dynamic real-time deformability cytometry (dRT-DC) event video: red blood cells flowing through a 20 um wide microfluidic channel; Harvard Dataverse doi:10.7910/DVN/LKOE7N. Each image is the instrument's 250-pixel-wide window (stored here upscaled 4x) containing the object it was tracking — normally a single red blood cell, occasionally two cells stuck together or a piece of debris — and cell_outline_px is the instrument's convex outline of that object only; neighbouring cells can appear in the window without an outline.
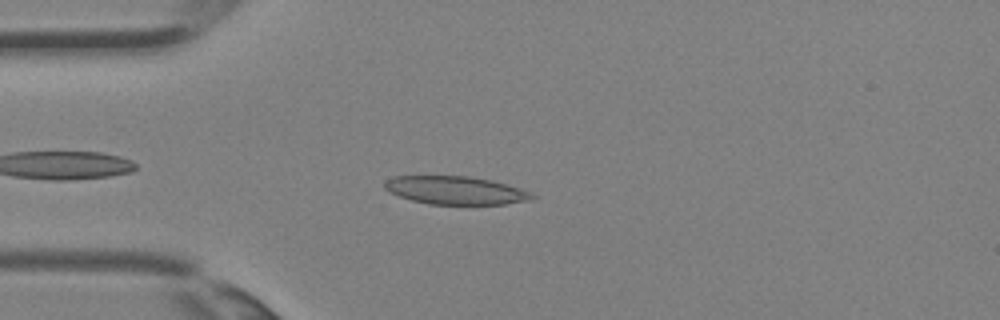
{"species": "Egyptian fruit bat (a non-hibernating species)", "species_latin": "Rousettus aegyptiacus", "temperature_condition": "room temperature", "stored_images_in_passage": 4, "camera_frame_rate_fps": 3000, "um_per_image_px": 0.085, "animal": {"sex": "female"}, "frame": {"image": 1, "passage_image": 4, "time_ms": 1.0, "image_size_px": [1000, 320], "cell_outline_px": [[536, 196], [532, 200], [504, 204], [428, 204], [412, 200], [388, 192], [384, 188], [384, 180], [392, 176], [468, 176], [492, 180], [520, 188], [532, 192]], "centroid_in_image_um": [38.72, 16.17], "position_along_channel_um": 46.3, "area_um2": 24.33}}